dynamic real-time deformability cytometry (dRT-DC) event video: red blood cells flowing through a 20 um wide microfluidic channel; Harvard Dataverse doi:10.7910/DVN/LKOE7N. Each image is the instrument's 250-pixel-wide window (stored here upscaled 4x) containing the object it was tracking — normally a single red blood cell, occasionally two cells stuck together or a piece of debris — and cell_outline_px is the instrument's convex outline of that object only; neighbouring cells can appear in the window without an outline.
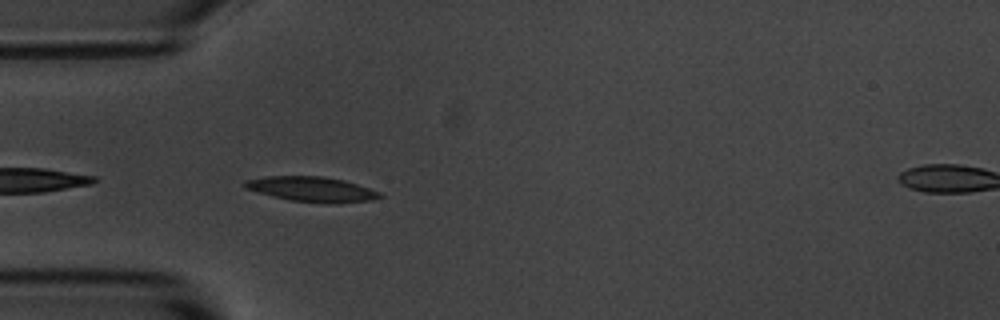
{"species": "common noctule bat (a hibernating species)", "species_latin": "Nyctalus noctula", "temperature_condition": "room temperature", "stored_images_in_passage": 5, "segment_of_instrument_passage": [1, 2], "camera_frame_rate_fps": 3000, "um_per_image_px": 0.085, "animal": {"sex": "male", "body_mass_g": 20.1, "forearm_length_mm": 53.5}, "frame": {"image": 1, "passage_image": 4, "time_ms": 3.667, "image_size_px": [1000, 320], "cell_outline_px": [[384, 196], [372, 200], [332, 204], [292, 200], [272, 196], [244, 188], [240, 184], [244, 180], [264, 176], [324, 176], [344, 180], [380, 192]], "centroid_in_image_um": [26.46, 16.07], "position_along_channel_um": 58.5, "area_um2": 19.77}}